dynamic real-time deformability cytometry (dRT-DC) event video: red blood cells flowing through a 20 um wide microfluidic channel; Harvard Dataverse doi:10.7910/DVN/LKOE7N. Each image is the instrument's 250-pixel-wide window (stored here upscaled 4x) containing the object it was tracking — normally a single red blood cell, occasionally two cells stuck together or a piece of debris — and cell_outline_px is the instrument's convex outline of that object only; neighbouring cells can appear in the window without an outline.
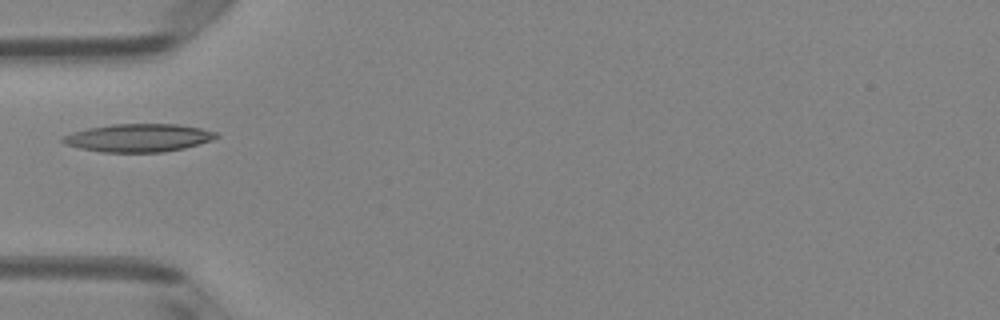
{"species": "Egyptian fruit bat (a non-hibernating species)", "species_latin": "Rousettus aegyptiacus", "temperature_condition": "room temperature", "stored_images_in_passage": 2, "camera_frame_rate_fps": 3000, "um_per_image_px": 0.085, "animal": {"sex": "female"}, "frame": {"image": 1, "passage_image": 1, "time_ms": 0.0, "image_size_px": [1000, 320], "cell_outline_px": [[220, 136], [212, 140], [200, 144], [184, 148], [164, 152], [100, 152], [80, 148], [64, 144], [60, 140], [64, 136], [72, 132], [88, 128], [112, 124], [176, 124], [200, 128], [216, 132]], "centroid_in_image_um": [11.77, 11.72], "position_along_channel_um": 73.2, "area_um2": 25.09}}
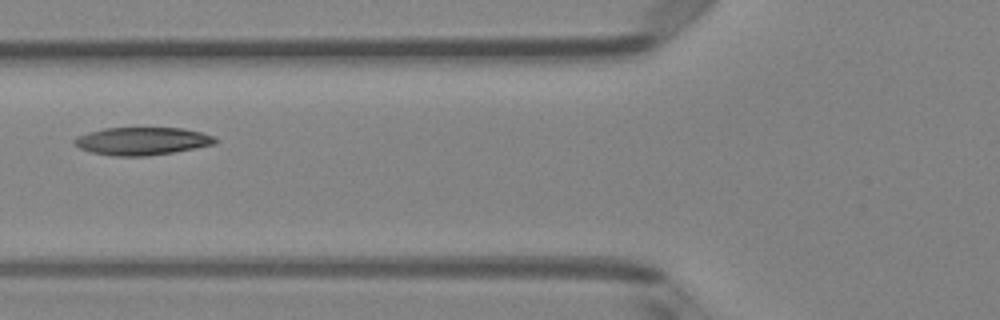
{"frame": {"image": 2, "passage_image": 2, "time_ms": 0.333, "image_size_px": [1000, 320], "cell_outline_px": [[216, 144], [172, 152], [144, 156], [112, 156], [92, 152], [80, 148], [72, 144], [72, 140], [76, 136], [88, 132], [104, 128], [184, 128], [200, 132], [212, 136], [216, 140]], "centroid_in_image_um": [12.01, 11.99], "position_along_channel_um": 113.8, "area_um2": 22.72}}